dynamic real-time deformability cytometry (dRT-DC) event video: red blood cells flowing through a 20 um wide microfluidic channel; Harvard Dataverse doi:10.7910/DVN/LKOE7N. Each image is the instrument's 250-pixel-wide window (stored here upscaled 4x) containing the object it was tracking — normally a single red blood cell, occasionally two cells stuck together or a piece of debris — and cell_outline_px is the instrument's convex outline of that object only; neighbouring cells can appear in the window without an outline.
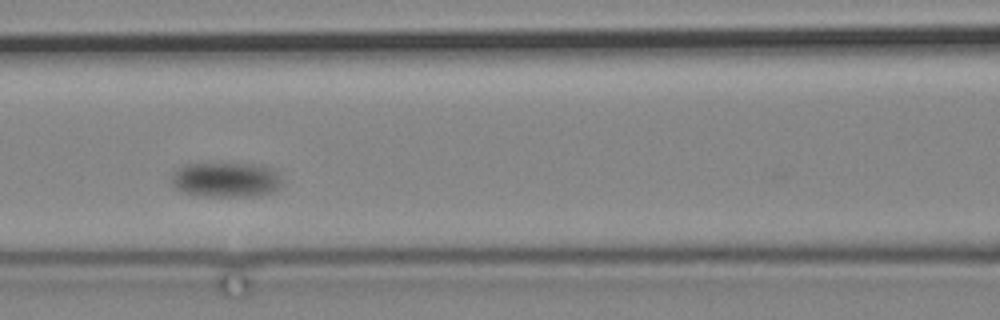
{"species": "common noctule bat (a hibernating species)", "species_latin": "Nyctalus noctula", "temperature_condition": "cold", "stored_images_in_passage": 5, "camera_frame_rate_fps": 3000, "um_per_image_px": 0.085, "animal": {"sex": "male", "body_mass_g": 19.2, "forearm_length_mm": 51.8}, "frame": {"image": 1, "passage_image": 4, "time_ms": 3.667, "image_size_px": [1000, 320], "cell_outline_px": [[284, 184], [280, 188], [272, 192], [260, 196], [208, 196], [180, 192], [172, 184], [172, 172], [176, 168], [184, 164], [260, 164], [272, 168], [276, 172]], "centroid_in_image_um": [19.22, 15.28], "position_along_channel_um": 147.4, "area_um2": 22.77}}